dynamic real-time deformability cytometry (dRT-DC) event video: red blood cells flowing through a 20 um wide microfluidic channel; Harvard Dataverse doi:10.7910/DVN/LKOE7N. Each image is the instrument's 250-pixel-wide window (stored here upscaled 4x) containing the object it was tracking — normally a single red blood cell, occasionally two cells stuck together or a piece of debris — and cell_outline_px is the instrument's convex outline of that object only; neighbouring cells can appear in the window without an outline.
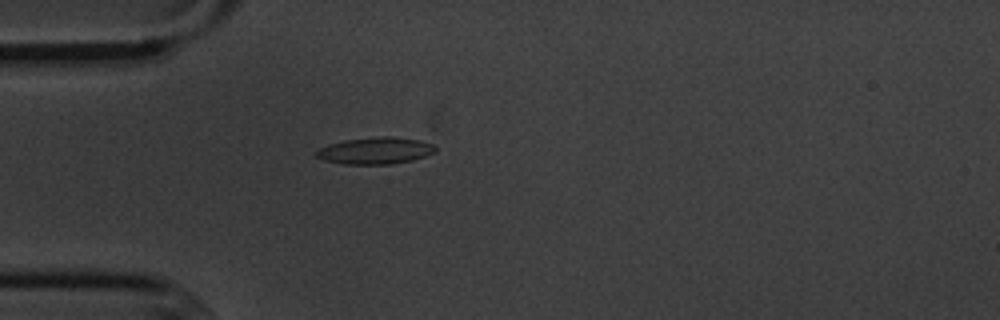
{"species": "common noctule bat (a hibernating species)", "species_latin": "Nyctalus noctula", "temperature_condition": "cold", "stored_images_in_passage": 3, "camera_frame_rate_fps": 3000, "um_per_image_px": 0.085, "animal": {"sex": "male", "body_mass_g": 20.1, "forearm_length_mm": 53.5}, "frame": {"image": 1, "passage_image": 3, "time_ms": 3.333, "image_size_px": [1000, 320], "cell_outline_px": [[436, 152], [412, 160], [392, 164], [344, 164], [324, 160], [316, 156], [312, 152], [328, 144], [344, 140], [380, 136], [392, 136], [420, 140], [436, 144]], "centroid_in_image_um": [31.91, 12.8], "position_along_channel_um": 53.1, "area_um2": 18.79}}